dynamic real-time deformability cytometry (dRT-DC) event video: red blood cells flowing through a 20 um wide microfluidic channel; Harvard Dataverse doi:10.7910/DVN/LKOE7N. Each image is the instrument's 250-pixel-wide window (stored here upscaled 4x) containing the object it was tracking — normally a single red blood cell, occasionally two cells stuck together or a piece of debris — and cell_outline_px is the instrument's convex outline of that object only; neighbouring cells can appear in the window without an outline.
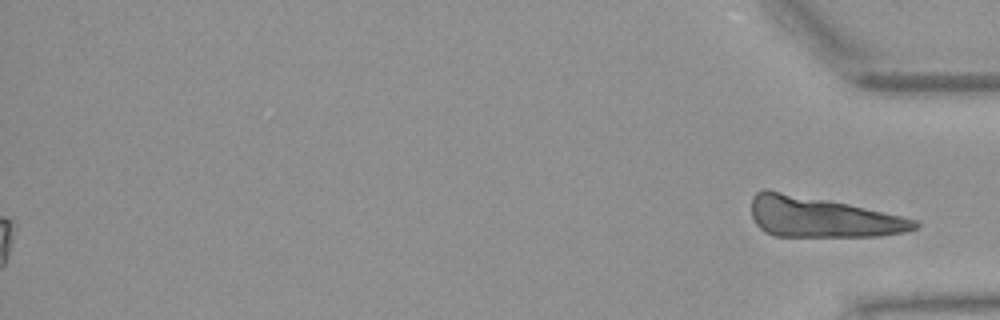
{"species": "Egyptian fruit bat (a non-hibernating species)", "species_latin": "Rousettus aegyptiacus", "temperature_condition": "warm", "stored_images_in_passage": 38, "segment_of_instrument_passage": [2, 2], "camera_frame_rate_fps": 3000, "um_per_image_px": 0.085, "animal": {"sex": "female"}, "frame": {"image": 1, "passage_image": 38, "time_ms": 12.333, "image_size_px": [1000, 320], "cell_outline_px": [[920, 224], [916, 228], [904, 232], [880, 236], [772, 236], [764, 232], [756, 224], [752, 216], [752, 196], [756, 192], [764, 188], [768, 188], [848, 204], [900, 216], [916, 220]], "centroid_in_image_um": [69.79, 18.45], "position_along_channel_um": 365.4, "area_um2": 38.44}}